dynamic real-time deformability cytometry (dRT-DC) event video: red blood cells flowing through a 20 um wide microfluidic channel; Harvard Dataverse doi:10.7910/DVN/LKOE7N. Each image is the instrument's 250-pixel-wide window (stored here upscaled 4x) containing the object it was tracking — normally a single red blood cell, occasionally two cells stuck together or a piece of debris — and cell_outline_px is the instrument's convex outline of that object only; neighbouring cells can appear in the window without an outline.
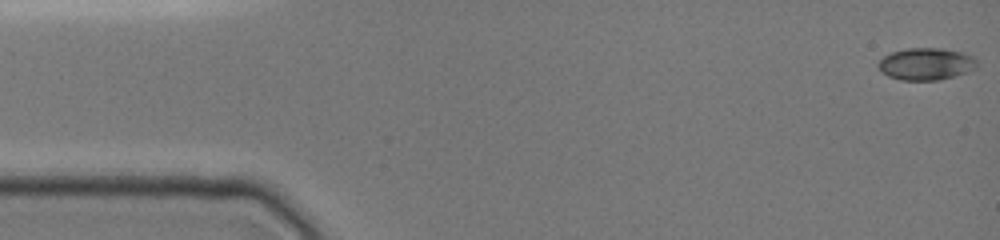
{"species": "common noctule bat (a hibernating species)", "species_latin": "Nyctalus noctula", "temperature_condition": "cold", "stored_images_in_passage": 66, "camera_frame_rate_fps": 3000, "um_per_image_px": 0.085, "animal": {"sex": "female", "body_mass_g": 19.0, "forearm_length_mm": 51.5}, "frame": {"image": 1, "passage_image": 1, "time_ms": 0.0, "image_size_px": [1000, 240], "cell_outline_px": [[976, 68], [968, 72], [940, 80], [900, 80], [888, 76], [880, 72], [876, 64], [884, 56], [892, 52], [908, 48], [944, 48], [964, 52], [972, 56], [976, 60]], "centroid_in_image_um": [78.7, 5.44], "position_along_channel_um": 6.3, "area_um2": 18.67}}
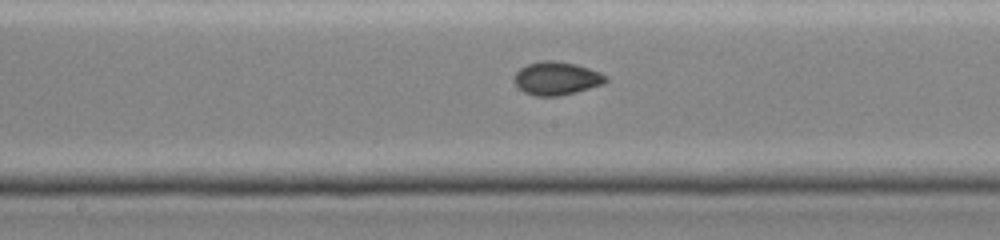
{"frame": {"image": 2, "passage_image": 35, "time_ms": 8.0, "image_size_px": [1000, 240], "cell_outline_px": [[608, 80], [604, 84], [576, 92], [560, 96], [536, 96], [524, 92], [512, 80], [512, 76], [520, 68], [528, 64], [540, 60], [552, 60], [576, 64], [600, 72], [608, 76]], "centroid_in_image_um": [47.3, 6.66], "position_along_channel_um": 200.9, "area_um2": 17.92}}
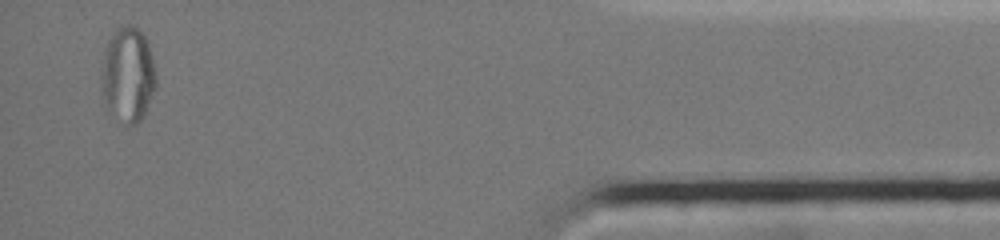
{"frame": {"image": 3, "passage_image": 65, "time_ms": 15.0, "image_size_px": [1000, 240], "cell_outline_px": [[156, 88], [144, 116], [136, 124], [128, 124], [112, 112], [108, 108], [100, 92], [100, 76], [104, 48], [112, 32], [116, 28], [124, 24], [132, 24], [148, 40], [156, 72]], "centroid_in_image_um": [10.86, 6.3], "position_along_channel_um": 424.3, "area_um2": 30.75}}